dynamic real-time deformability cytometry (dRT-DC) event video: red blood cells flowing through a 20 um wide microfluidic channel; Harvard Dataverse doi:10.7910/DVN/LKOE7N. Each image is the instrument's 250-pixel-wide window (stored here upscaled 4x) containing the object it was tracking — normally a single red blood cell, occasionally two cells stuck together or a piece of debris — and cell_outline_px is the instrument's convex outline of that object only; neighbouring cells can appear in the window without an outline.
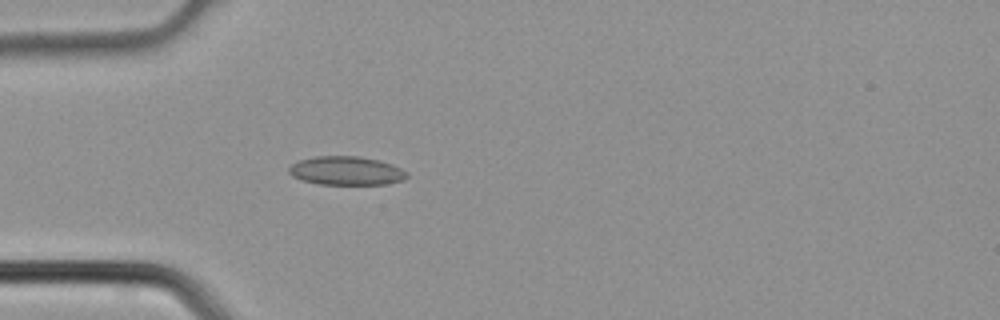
{"species": "common noctule bat (a hibernating species)", "species_latin": "Nyctalus noctula", "temperature_condition": "cold", "stored_images_in_passage": 3, "camera_frame_rate_fps": 3000, "um_per_image_px": 0.085, "animal": {"sex": "male", "body_mass_g": 21.5, "forearm_length_mm": 52.0}, "frame": {"image": 1, "passage_image": 3, "time_ms": 0.667, "image_size_px": [1000, 320], "cell_outline_px": [[408, 176], [404, 180], [388, 184], [320, 184], [300, 180], [292, 176], [288, 172], [288, 168], [292, 164], [300, 160], [316, 156], [360, 156], [380, 160], [392, 164], [408, 172]], "centroid_in_image_um": [29.45, 14.51], "position_along_channel_um": 55.6, "area_um2": 19.88}}